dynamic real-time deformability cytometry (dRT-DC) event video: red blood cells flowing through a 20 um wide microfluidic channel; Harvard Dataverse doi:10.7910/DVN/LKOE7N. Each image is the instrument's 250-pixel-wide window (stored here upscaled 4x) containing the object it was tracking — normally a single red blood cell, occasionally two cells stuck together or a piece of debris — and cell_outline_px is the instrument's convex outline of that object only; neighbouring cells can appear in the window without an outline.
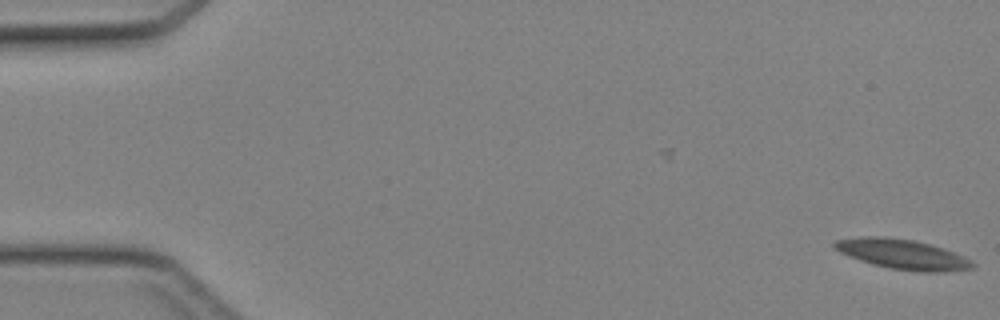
{"species": "Egyptian fruit bat (a non-hibernating species)", "species_latin": "Rousettus aegyptiacus", "temperature_condition": "cold", "stored_images_in_passage": 2, "camera_frame_rate_fps": 3000, "um_per_image_px": 0.085, "animal": {"sex": "female"}, "frame": {"image": 1, "passage_image": 2, "time_ms": 0.333, "image_size_px": [1000, 320], "cell_outline_px": [[976, 264], [972, 268], [944, 272], [920, 272], [892, 268], [872, 264], [860, 260], [840, 252], [832, 248], [832, 244], [836, 240], [864, 236], [884, 236], [912, 240], [944, 248], [964, 256], [972, 260]], "centroid_in_image_um": [76.72, 21.61], "position_along_channel_um": 8.3, "area_um2": 23.99}}